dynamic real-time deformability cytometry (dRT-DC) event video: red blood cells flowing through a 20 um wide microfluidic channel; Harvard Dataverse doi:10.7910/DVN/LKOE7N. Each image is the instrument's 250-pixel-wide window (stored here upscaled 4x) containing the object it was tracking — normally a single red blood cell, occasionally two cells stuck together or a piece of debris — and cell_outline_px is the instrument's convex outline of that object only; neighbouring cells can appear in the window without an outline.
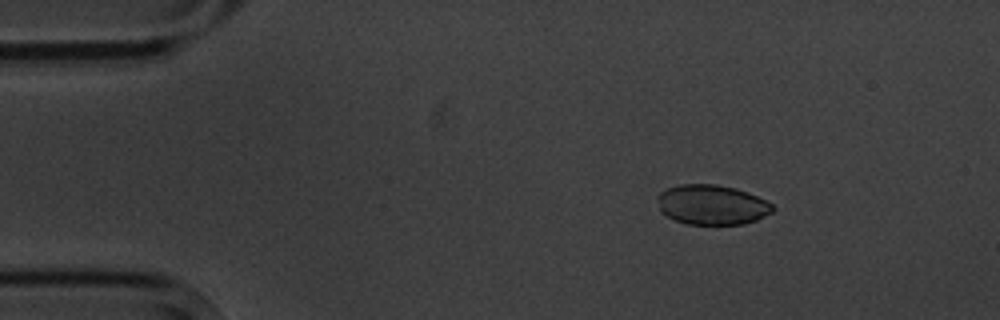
{"species": "common noctule bat (a hibernating species)", "species_latin": "Nyctalus noctula", "temperature_condition": "cold", "stored_images_in_passage": 4, "camera_frame_rate_fps": 3000, "um_per_image_px": 0.085, "animal": {"sex": "male", "body_mass_g": 20.1, "forearm_length_mm": 53.5}, "frame": {"image": 1, "passage_image": 1, "time_ms": 0.0, "image_size_px": [1000, 320], "cell_outline_px": [[776, 208], [772, 212], [756, 220], [744, 224], [688, 224], [676, 220], [660, 212], [656, 196], [660, 192], [668, 188], [680, 184], [716, 184], [736, 188], [748, 192], [772, 204]], "centroid_in_image_um": [60.5, 17.4], "position_along_channel_um": 24.5, "area_um2": 26.82}}